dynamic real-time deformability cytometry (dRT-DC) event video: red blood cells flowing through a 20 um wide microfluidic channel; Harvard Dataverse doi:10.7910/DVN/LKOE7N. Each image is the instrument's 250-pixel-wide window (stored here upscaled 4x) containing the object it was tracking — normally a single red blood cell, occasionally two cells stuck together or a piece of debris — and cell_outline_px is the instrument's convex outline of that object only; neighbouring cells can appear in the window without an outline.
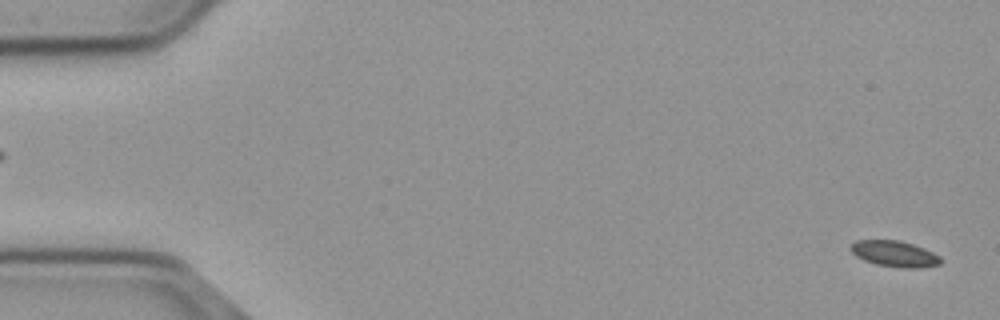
{"species": "common noctule bat (a hibernating species)", "species_latin": "Nyctalus noctula", "temperature_condition": "cold", "stored_images_in_passage": 57, "camera_frame_rate_fps": 3000, "um_per_image_px": 0.085, "animal": {"sex": "male", "body_mass_g": 23.1, "forearm_length_mm": 52.7}, "frame": {"image": 1, "passage_image": 2, "time_ms": 0.333, "image_size_px": [1000, 320], "cell_outline_px": [[940, 264], [920, 268], [904, 268], [876, 264], [864, 260], [856, 256], [852, 252], [852, 244], [856, 240], [900, 240], [924, 248], [940, 256]], "centroid_in_image_um": [76.05, 21.57], "position_along_channel_um": 8.9, "area_um2": 13.47}}
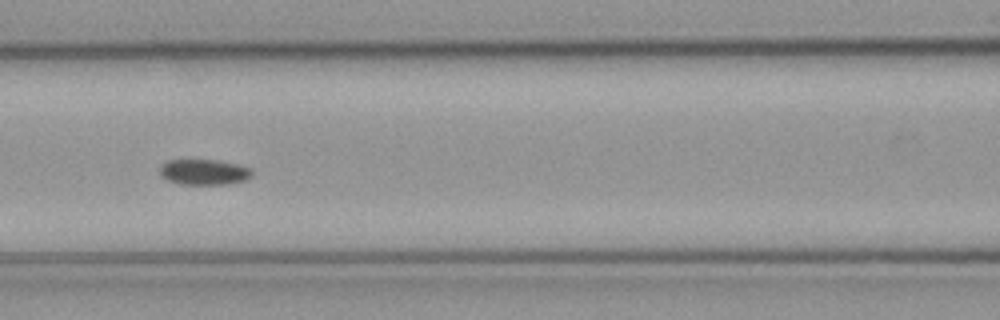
{"frame": {"image": 2, "passage_image": 25, "time_ms": 8.0, "image_size_px": [1000, 320], "cell_outline_px": [[252, 176], [244, 180], [232, 184], [180, 184], [168, 180], [160, 176], [160, 168], [168, 160], [216, 160], [236, 164], [252, 168]], "centroid_in_image_um": [17.36, 14.63], "position_along_channel_um": 149.2, "area_um2": 13.7}}
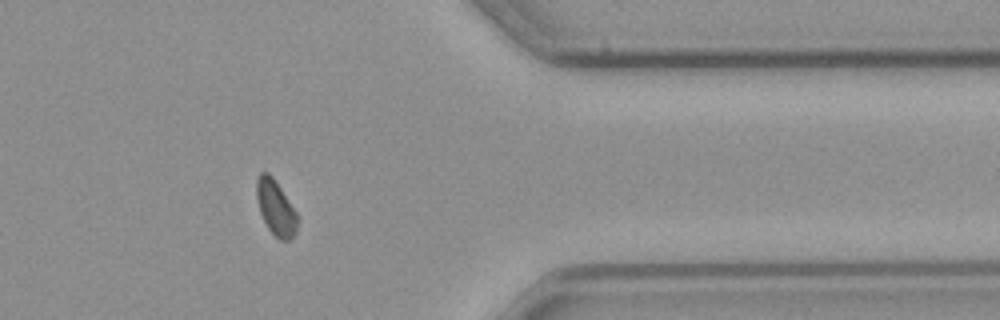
{"frame": {"image": 3, "passage_image": 46, "time_ms": 15.0, "image_size_px": [1000, 320], "cell_outline_px": [[300, 220], [296, 232], [288, 240], [280, 240], [268, 228], [260, 212], [256, 196], [256, 176], [260, 172], [268, 172], [272, 176], [300, 216]], "centroid_in_image_um": [23.46, 17.64], "position_along_channel_um": 387.9, "area_um2": 13.29}}